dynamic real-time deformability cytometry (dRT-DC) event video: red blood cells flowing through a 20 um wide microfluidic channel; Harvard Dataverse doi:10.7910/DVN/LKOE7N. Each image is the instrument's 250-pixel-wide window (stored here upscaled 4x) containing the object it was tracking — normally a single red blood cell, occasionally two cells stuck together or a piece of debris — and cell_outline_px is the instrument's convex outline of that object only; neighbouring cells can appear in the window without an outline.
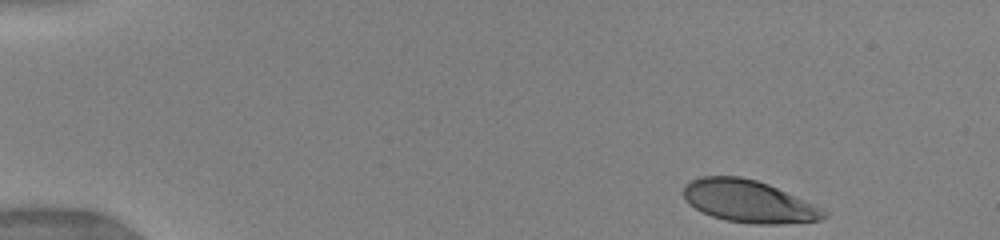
{"species": "human", "species_latin": "Homo sapiens", "temperature_condition": "warm", "stored_images_in_passage": 27, "camera_frame_rate_fps": 3000, "um_per_image_px": 0.085, "donor": {"sex": "female"}, "frame": {"image": 1, "passage_image": 1, "time_ms": 0.0, "image_size_px": [1000, 240], "cell_outline_px": [[828, 216], [820, 220], [780, 224], [752, 224], [724, 220], [712, 216], [688, 204], [684, 200], [684, 184], [700, 176], [740, 176], [756, 180], [768, 184], [804, 200], [828, 212]], "centroid_in_image_um": [63.61, 17.12], "position_along_channel_um": 21.4, "area_um2": 34.45}}
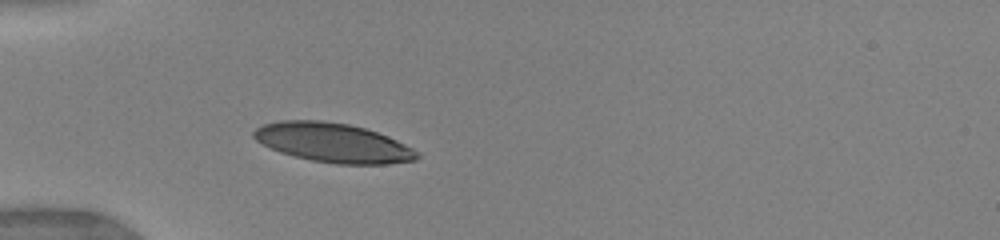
{"frame": {"image": 2, "passage_image": 11, "time_ms": 3.333, "image_size_px": [1000, 240], "cell_outline_px": [[420, 156], [416, 160], [388, 164], [336, 164], [312, 160], [280, 152], [256, 140], [252, 136], [252, 132], [256, 128], [264, 124], [280, 120], [320, 120], [348, 124], [364, 128], [388, 136], [420, 152]], "centroid_in_image_um": [28.32, 12.13], "position_along_channel_um": 56.7, "area_um2": 37.17}}